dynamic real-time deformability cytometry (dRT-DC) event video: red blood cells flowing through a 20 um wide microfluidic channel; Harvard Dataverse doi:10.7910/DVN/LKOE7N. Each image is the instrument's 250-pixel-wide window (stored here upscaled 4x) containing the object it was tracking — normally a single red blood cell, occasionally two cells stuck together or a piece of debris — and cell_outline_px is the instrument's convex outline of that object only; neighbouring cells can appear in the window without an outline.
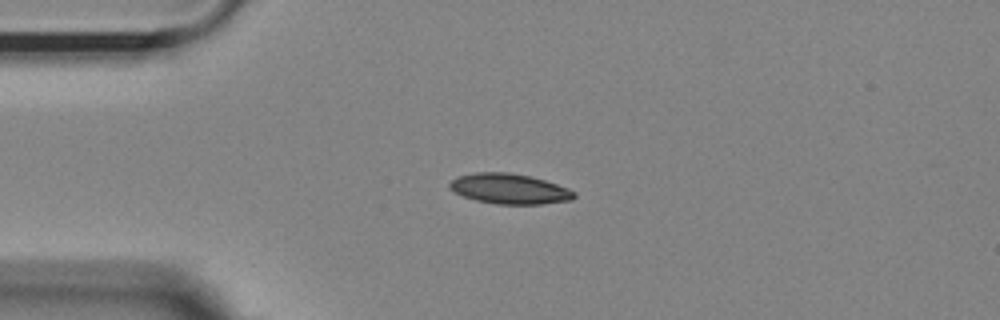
{"species": "Egyptian fruit bat (a non-hibernating species)", "species_latin": "Rousettus aegyptiacus", "temperature_condition": "room temperature", "stored_images_in_passage": 31, "camera_frame_rate_fps": 3000, "um_per_image_px": 0.085, "animal": {"sex": "female"}, "frame": {"image": 1, "passage_image": 1, "time_ms": 0.0, "image_size_px": [1000, 320], "cell_outline_px": [[576, 196], [572, 200], [540, 204], [496, 204], [476, 200], [464, 196], [448, 188], [448, 184], [456, 176], [476, 172], [508, 172], [528, 176], [544, 180], [568, 188], [576, 192]], "centroid_in_image_um": [43.29, 16.05], "position_along_channel_um": 41.7, "area_um2": 21.91}}
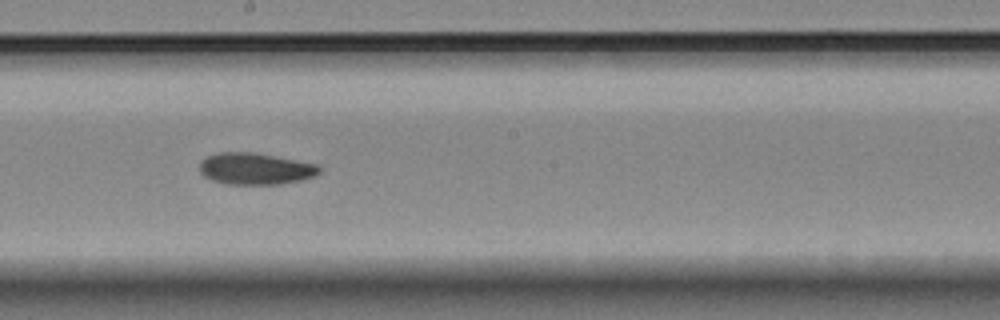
{"frame": {"image": 2, "passage_image": 18, "time_ms": 5.667, "image_size_px": [1000, 320], "cell_outline_px": [[320, 172], [316, 176], [300, 180], [280, 184], [228, 184], [212, 180], [204, 176], [200, 172], [200, 160], [204, 156], [216, 152], [252, 152], [320, 164]], "centroid_in_image_um": [21.69, 14.33], "position_along_channel_um": 226.5, "area_um2": 22.31}}
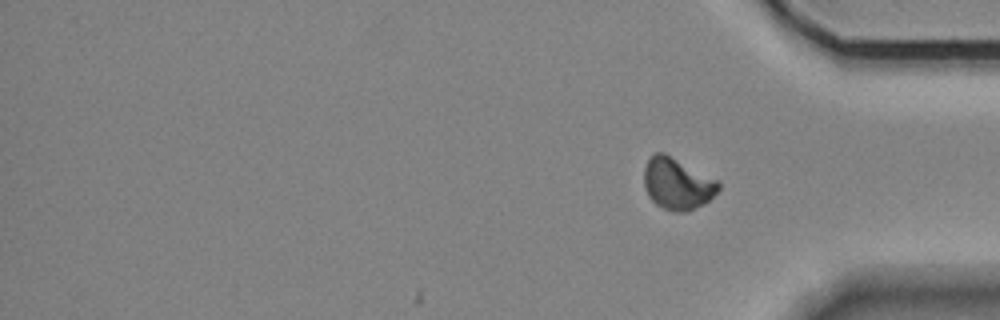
{"frame": {"image": 3, "passage_image": 31, "time_ms": 10.0, "image_size_px": [1000, 320], "cell_outline_px": [[720, 188], [704, 204], [684, 212], [672, 212], [656, 204], [648, 196], [644, 188], [644, 168], [648, 160], [656, 152], [664, 152], [716, 180], [720, 184]], "centroid_in_image_um": [57.53, 15.63], "position_along_channel_um": 377.7, "area_um2": 22.08}, "authors_computed_cell_mechanics": {"area_um2": 22.0796, "velocity_mm_per_s": 3.6203, "shape_relaxation_time_tau1_ms": 6.0891, "shape_relaxation_time_tau2_ms": 7.6552, "deformation_change_tau1": 0.115, "deformation_change_tau2": 0.1057}}